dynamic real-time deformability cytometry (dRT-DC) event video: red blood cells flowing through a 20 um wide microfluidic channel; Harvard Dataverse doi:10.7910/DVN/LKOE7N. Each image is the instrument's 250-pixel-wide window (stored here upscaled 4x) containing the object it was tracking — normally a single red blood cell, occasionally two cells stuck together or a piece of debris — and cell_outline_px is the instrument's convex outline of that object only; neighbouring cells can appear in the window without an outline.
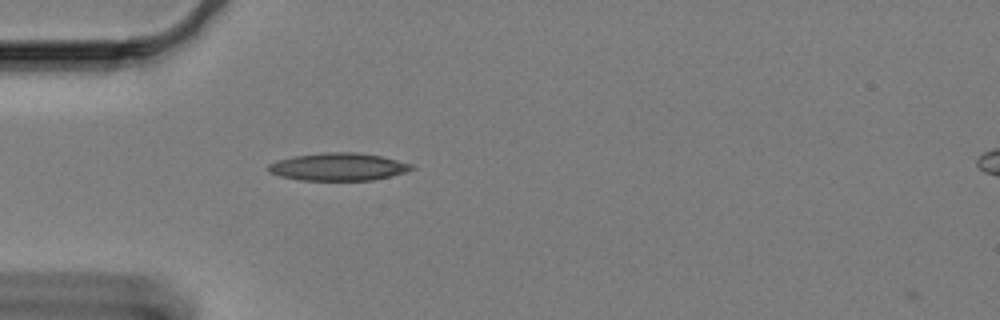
{"species": "Egyptian fruit bat (a non-hibernating species)", "species_latin": "Rousettus aegyptiacus", "temperature_condition": "cold", "stored_images_in_passage": 3, "camera_frame_rate_fps": 3000, "um_per_image_px": 0.085, "animal": {"sex": "female"}, "frame": {"image": 1, "passage_image": 2, "time_ms": 0.333, "image_size_px": [1000, 320], "cell_outline_px": [[416, 168], [404, 172], [372, 180], [300, 180], [280, 176], [268, 172], [268, 164], [276, 160], [296, 156], [324, 152], [356, 152], [380, 156], [416, 164]], "centroid_in_image_um": [28.76, 14.17], "position_along_channel_um": 56.2, "area_um2": 23.06}}